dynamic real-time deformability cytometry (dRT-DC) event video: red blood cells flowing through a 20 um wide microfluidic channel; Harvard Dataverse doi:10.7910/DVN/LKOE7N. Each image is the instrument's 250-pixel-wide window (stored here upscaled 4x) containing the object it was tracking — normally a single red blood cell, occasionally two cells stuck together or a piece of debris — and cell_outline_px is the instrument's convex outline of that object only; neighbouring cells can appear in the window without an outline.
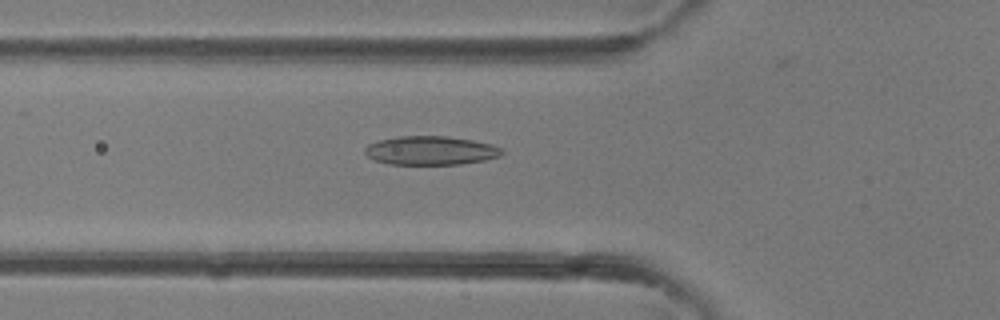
{"species": "common noctule bat (a hibernating species)", "species_latin": "Nyctalus noctula", "temperature_condition": "room temperature", "stored_images_in_passage": 40, "camera_frame_rate_fps": 3000, "um_per_image_px": 0.085, "animal": {"sex": "female"}, "frame": {"image": 1, "passage_image": 14, "time_ms": 4.333, "image_size_px": [1000, 320], "cell_outline_px": [[504, 152], [500, 156], [484, 160], [460, 164], [388, 164], [376, 160], [368, 156], [364, 152], [364, 148], [368, 144], [376, 140], [400, 136], [448, 136], [472, 140], [492, 144], [500, 148]], "centroid_in_image_um": [36.59, 12.79], "position_along_channel_um": 89.2, "area_um2": 23.0}}
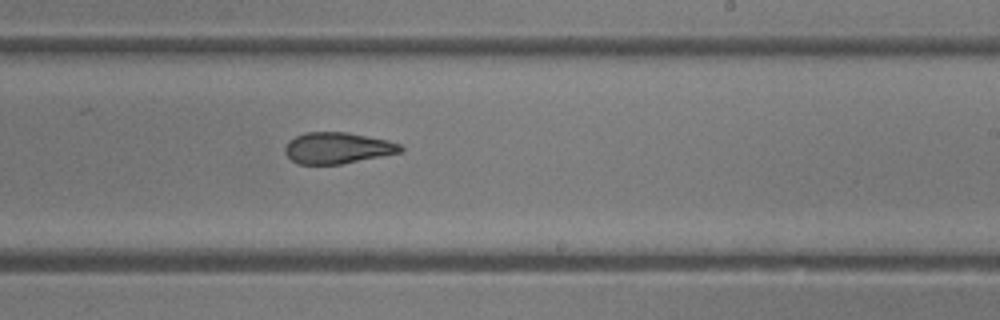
{"frame": {"image": 2, "passage_image": 24, "time_ms": 7.667, "image_size_px": [1000, 320], "cell_outline_px": [[404, 148], [400, 152], [340, 164], [296, 164], [284, 152], [284, 148], [288, 140], [304, 132], [348, 132], [388, 140], [400, 144]], "centroid_in_image_um": [28.64, 12.57], "position_along_channel_um": 260.4, "area_um2": 20.98}}
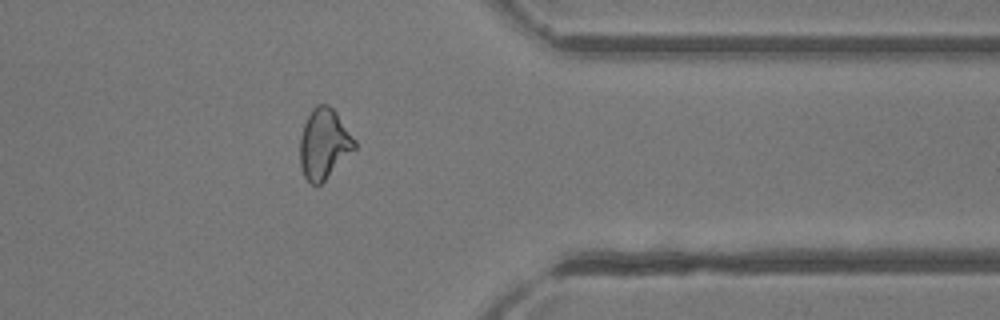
{"frame": {"image": 3, "passage_image": 32, "time_ms": 10.333, "image_size_px": [1000, 320], "cell_outline_px": [[356, 148], [320, 184], [312, 184], [304, 176], [300, 164], [300, 136], [304, 124], [312, 108], [316, 104], [328, 104], [336, 112], [356, 140]], "centroid_in_image_um": [27.54, 12.2], "position_along_channel_um": 383.9, "area_um2": 22.14}}